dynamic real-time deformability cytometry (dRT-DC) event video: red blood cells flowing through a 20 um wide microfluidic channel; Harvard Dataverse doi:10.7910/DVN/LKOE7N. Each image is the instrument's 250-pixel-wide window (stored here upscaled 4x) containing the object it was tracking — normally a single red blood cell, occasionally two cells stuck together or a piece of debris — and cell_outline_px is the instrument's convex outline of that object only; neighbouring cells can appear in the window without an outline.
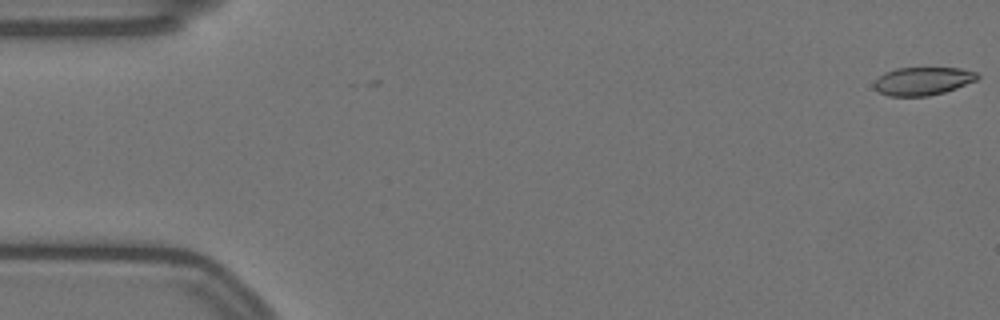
{"species": "Egyptian fruit bat (a non-hibernating species)", "species_latin": "Rousettus aegyptiacus", "temperature_condition": "warm", "stored_images_in_passage": 2, "camera_frame_rate_fps": 3000, "um_per_image_px": 0.085, "animal": {"sex": "female"}, "frame": {"image": 1, "passage_image": 1, "time_ms": 0.0, "image_size_px": [1000, 320], "cell_outline_px": [[980, 76], [976, 80], [956, 88], [944, 92], [928, 96], [888, 96], [880, 92], [872, 84], [884, 72], [896, 68], [960, 68], [976, 72]], "centroid_in_image_um": [78.43, 6.89], "position_along_channel_um": 6.6, "area_um2": 16.82}}